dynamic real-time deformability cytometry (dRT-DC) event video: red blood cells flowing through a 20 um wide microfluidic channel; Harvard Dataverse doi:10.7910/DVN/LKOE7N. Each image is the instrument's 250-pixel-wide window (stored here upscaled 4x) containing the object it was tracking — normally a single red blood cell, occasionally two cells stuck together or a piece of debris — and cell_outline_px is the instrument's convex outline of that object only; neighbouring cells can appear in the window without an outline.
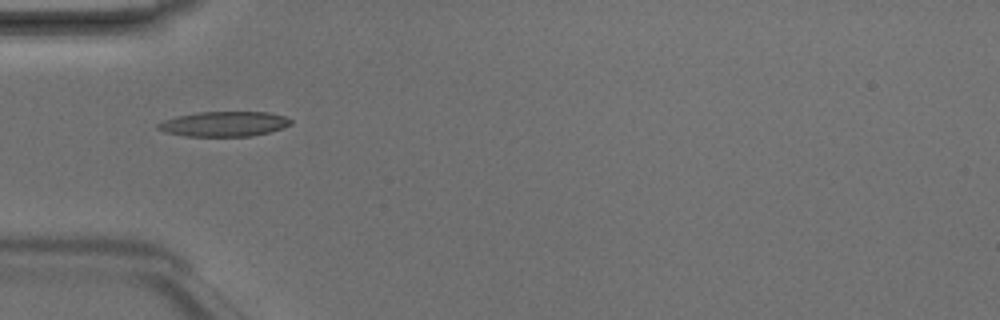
{"species": "Egyptian fruit bat (a non-hibernating species)", "species_latin": "Rousettus aegyptiacus", "temperature_condition": "room temperature", "stored_images_in_passage": 5, "camera_frame_rate_fps": 3000, "um_per_image_px": 0.085, "animal": {"sex": "male"}, "frame": {"image": 1, "passage_image": 5, "time_ms": 1.333, "image_size_px": [1000, 320], "cell_outline_px": [[292, 124], [268, 132], [248, 136], [184, 136], [164, 132], [156, 128], [156, 124], [164, 120], [196, 112], [268, 112], [284, 116], [292, 120]], "centroid_in_image_um": [19.01, 10.53], "position_along_channel_um": 66.0, "area_um2": 19.19}}